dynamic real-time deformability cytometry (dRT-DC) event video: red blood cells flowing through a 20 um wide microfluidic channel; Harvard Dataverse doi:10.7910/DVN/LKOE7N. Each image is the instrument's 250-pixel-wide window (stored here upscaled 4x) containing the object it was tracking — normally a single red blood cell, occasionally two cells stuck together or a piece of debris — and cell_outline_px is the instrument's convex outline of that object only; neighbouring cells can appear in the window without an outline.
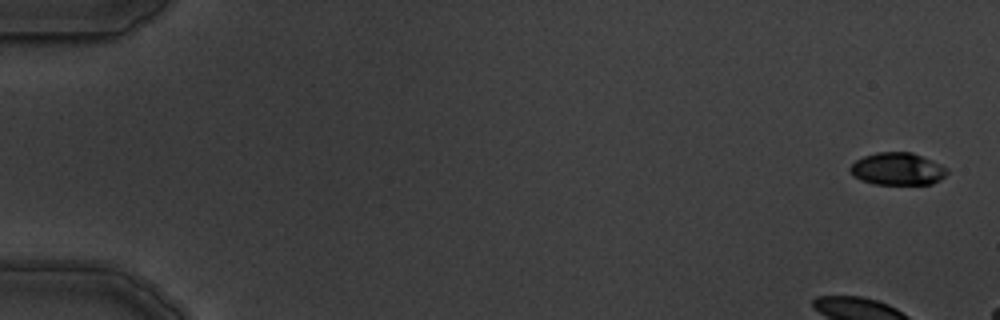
{"species": "common noctule bat (a hibernating species)", "species_latin": "Nyctalus noctula", "temperature_condition": "warm", "stored_images_in_passage": 4, "camera_frame_rate_fps": 3000, "um_per_image_px": 0.085, "animal": {"sex": "male", "body_mass_g": 19.5, "forearm_length_mm": 54.6}, "frame": {"image": 1, "passage_image": 1, "time_ms": 0.0, "image_size_px": [1000, 320], "cell_outline_px": [[948, 172], [940, 180], [932, 184], [872, 184], [860, 180], [852, 176], [848, 168], [856, 160], [864, 156], [876, 152], [912, 152], [940, 164], [948, 168]], "centroid_in_image_um": [76.26, 14.36], "position_along_channel_um": 8.7, "area_um2": 18.44}}